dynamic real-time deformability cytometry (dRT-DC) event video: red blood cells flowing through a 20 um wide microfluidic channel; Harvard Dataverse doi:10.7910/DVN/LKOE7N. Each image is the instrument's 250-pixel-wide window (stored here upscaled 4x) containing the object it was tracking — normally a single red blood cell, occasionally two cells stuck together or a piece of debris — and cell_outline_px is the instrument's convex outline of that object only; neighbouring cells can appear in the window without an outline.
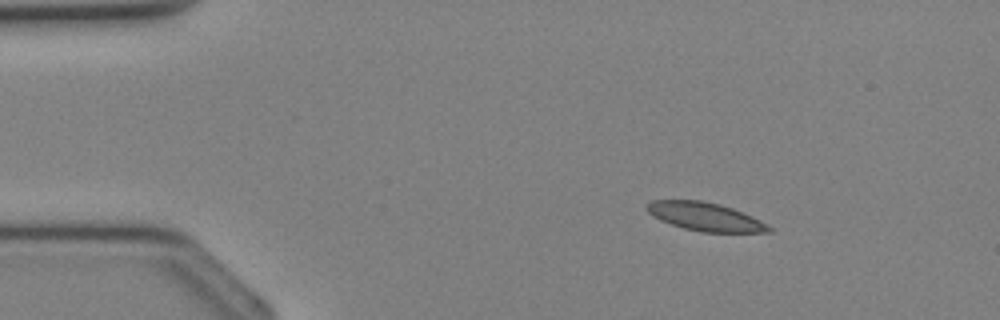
{"species": "Egyptian fruit bat (a non-hibernating species)", "species_latin": "Rousettus aegyptiacus", "temperature_condition": "cold", "stored_images_in_passage": 36, "camera_frame_rate_fps": 3000, "um_per_image_px": 0.085, "animal": {"sex": "female"}, "frame": {"image": 1, "passage_image": 6, "time_ms": 1.667, "image_size_px": [1000, 320], "cell_outline_px": [[772, 232], [700, 232], [684, 228], [660, 220], [652, 216], [644, 208], [652, 200], [700, 200], [720, 204], [732, 208], [760, 220], [768, 224], [772, 228]], "centroid_in_image_um": [59.93, 18.42], "position_along_channel_um": 25.1, "area_um2": 20.11}}
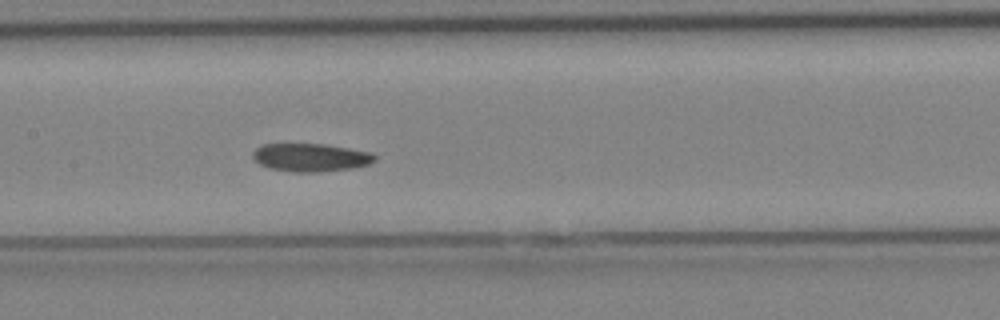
{"frame": {"image": 2, "passage_image": 18, "time_ms": 5.667, "image_size_px": [1000, 320], "cell_outline_px": [[376, 160], [368, 164], [356, 168], [316, 172], [292, 172], [268, 168], [260, 164], [252, 156], [252, 152], [260, 144], [324, 144], [372, 152], [376, 156]], "centroid_in_image_um": [26.41, 13.38], "position_along_channel_um": 181.0, "area_um2": 20.11}}
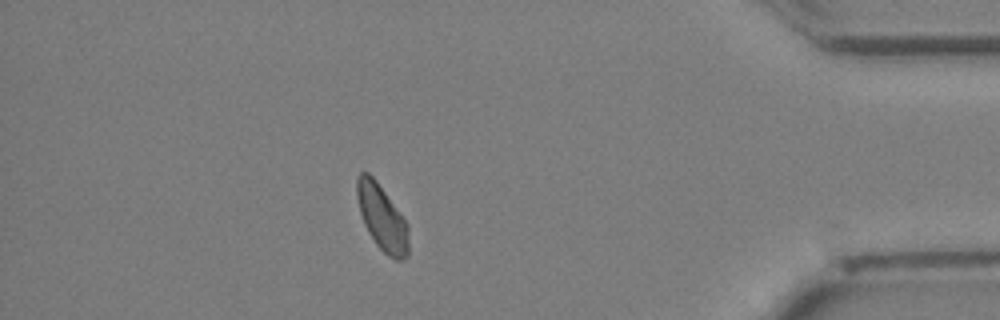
{"frame": {"image": 3, "passage_image": 32, "time_ms": 10.333, "image_size_px": [1000, 320], "cell_outline_px": [[408, 256], [404, 260], [396, 260], [388, 256], [376, 244], [368, 232], [364, 224], [360, 212], [356, 196], [356, 176], [360, 172], [368, 172], [376, 180], [408, 224]], "centroid_in_image_um": [32.46, 18.5], "position_along_channel_um": 402.7, "area_um2": 19.77}}